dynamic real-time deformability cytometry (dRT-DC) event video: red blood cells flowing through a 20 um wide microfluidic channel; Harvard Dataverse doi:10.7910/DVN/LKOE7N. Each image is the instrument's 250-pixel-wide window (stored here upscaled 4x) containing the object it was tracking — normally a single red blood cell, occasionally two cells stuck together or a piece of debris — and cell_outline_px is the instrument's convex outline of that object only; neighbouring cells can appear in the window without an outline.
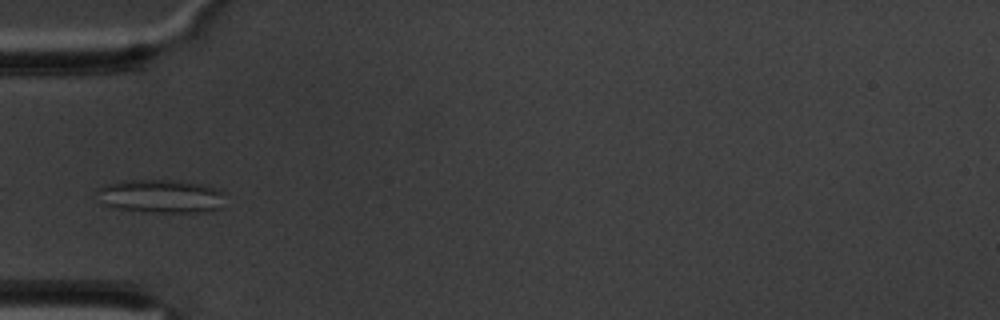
{"species": "common noctule bat (a hibernating species)", "species_latin": "Nyctalus noctula", "temperature_condition": "warm", "stored_images_in_passage": 4, "camera_frame_rate_fps": 3000, "um_per_image_px": 0.085, "animal": {"sex": "male", "body_mass_g": 20.1, "forearm_length_mm": 53.5}, "frame": {"image": 1, "passage_image": 1, "time_ms": 0.0, "image_size_px": [1000, 320], "cell_outline_px": [[224, 208], [208, 212], [148, 212], [116, 208], [100, 204], [96, 188], [104, 184], [120, 180], [176, 180], [204, 184], [220, 188], [224, 192]], "centroid_in_image_um": [13.7, 16.67], "position_along_channel_um": 71.3, "area_um2": 25.78}}
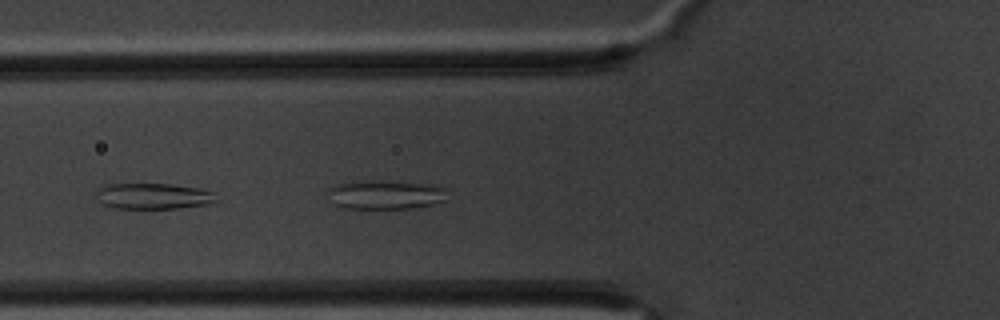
{"frame": {"image": 2, "passage_image": 3, "time_ms": 0.667, "image_size_px": [1000, 320], "cell_outline_px": [[220, 200], [208, 204], [180, 208], [112, 208], [104, 204], [96, 192], [100, 188], [108, 184], [172, 184], [200, 188], [216, 192]], "centroid_in_image_um": [13.16, 16.67], "position_along_channel_um": 112.6, "area_um2": 18.15}}